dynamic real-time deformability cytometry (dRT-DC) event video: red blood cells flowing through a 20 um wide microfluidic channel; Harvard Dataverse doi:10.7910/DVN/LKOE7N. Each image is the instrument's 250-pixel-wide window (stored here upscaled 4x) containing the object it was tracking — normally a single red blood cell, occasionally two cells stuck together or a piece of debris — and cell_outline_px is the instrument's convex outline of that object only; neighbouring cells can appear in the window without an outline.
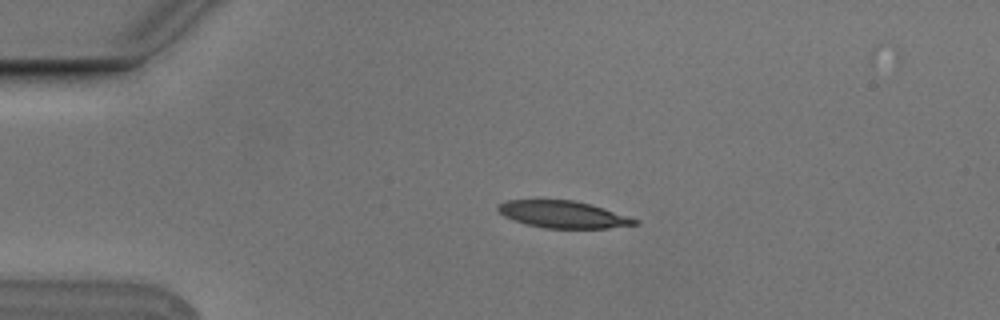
{"species": "Egyptian fruit bat (a non-hibernating species)", "species_latin": "Rousettus aegyptiacus", "temperature_condition": "cold", "stored_images_in_passage": 4, "camera_frame_rate_fps": 3000, "um_per_image_px": 0.085, "animal": {"sex": "male"}, "frame": {"image": 1, "passage_image": 3, "time_ms": 0.667, "image_size_px": [1000, 320], "cell_outline_px": [[640, 224], [608, 228], [544, 228], [524, 224], [512, 220], [504, 216], [496, 208], [500, 204], [508, 200], [572, 200], [588, 204], [628, 216], [640, 220]], "centroid_in_image_um": [47.85, 18.24], "position_along_channel_um": 37.1, "area_um2": 21.39}}